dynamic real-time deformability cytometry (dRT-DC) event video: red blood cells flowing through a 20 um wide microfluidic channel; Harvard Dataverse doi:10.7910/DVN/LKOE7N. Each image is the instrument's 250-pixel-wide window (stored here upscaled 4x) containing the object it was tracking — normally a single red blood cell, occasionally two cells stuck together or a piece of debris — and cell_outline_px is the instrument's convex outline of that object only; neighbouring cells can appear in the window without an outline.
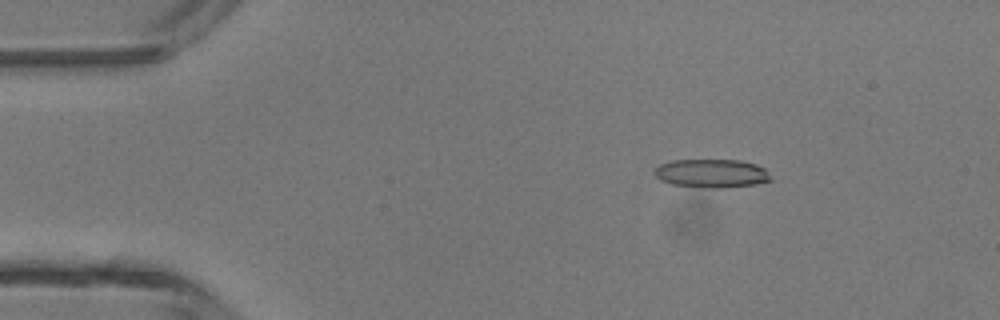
{"species": "common noctule bat (a hibernating species)", "species_latin": "Nyctalus noctula", "temperature_condition": "room temperature", "stored_images_in_passage": 47, "camera_frame_rate_fps": 3000, "um_per_image_px": 0.085, "animal": {"sex": "male", "body_mass_g": 13.3}, "frame": {"image": 1, "passage_image": 7, "time_ms": 2.0, "image_size_px": [1000, 320], "cell_outline_px": [[772, 180], [756, 184], [720, 188], [712, 188], [672, 184], [660, 180], [656, 176], [656, 168], [660, 164], [672, 160], [740, 160], [756, 164], [764, 168]], "centroid_in_image_um": [60.5, 14.73], "position_along_channel_um": 24.5, "area_um2": 19.13}}
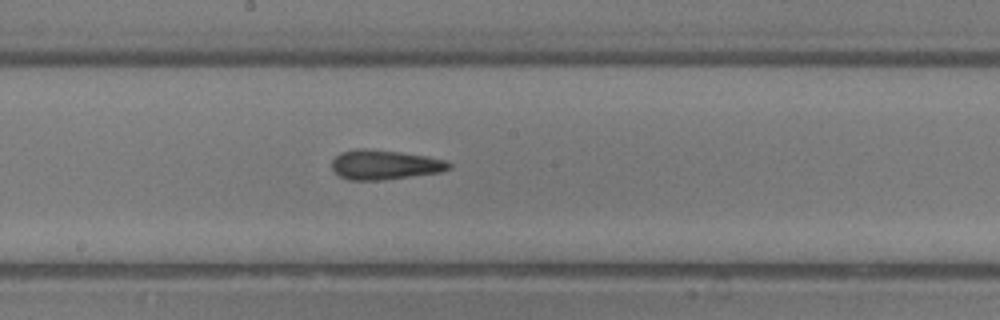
{"frame": {"image": 2, "passage_image": 25, "time_ms": 8.0, "image_size_px": [1000, 320], "cell_outline_px": [[452, 168], [440, 172], [384, 180], [348, 180], [336, 176], [332, 168], [332, 160], [340, 152], [356, 148], [364, 148], [400, 152], [428, 156], [448, 160], [452, 164]], "centroid_in_image_um": [32.69, 14.0], "position_along_channel_um": 215.5, "area_um2": 20.58}}
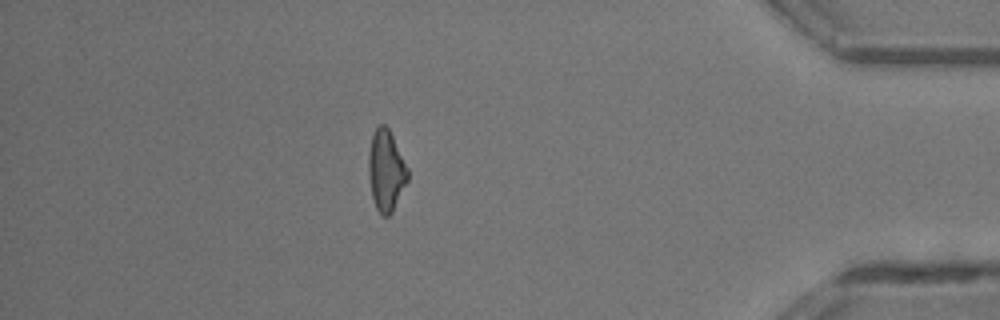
{"frame": {"image": 3, "passage_image": 41, "time_ms": 13.333, "image_size_px": [1000, 320], "cell_outline_px": [[408, 180], [392, 212], [388, 216], [384, 216], [376, 208], [372, 196], [368, 176], [368, 156], [372, 136], [376, 128], [380, 124], [384, 124], [388, 128], [408, 168]], "centroid_in_image_um": [32.8, 14.51], "position_along_channel_um": 402.4, "area_um2": 18.26}, "authors_computed_cell_mechanics": {"area_um2": 19.652, "velocity_mm_per_s": 4.3614, "shape_relaxation_time_tau1_ms": 7.1562, "shape_relaxation_time_tau2_ms": 3.0076, "deformation_change_tau1": 0.2065, "deformation_change_tau2": 0.1469}}